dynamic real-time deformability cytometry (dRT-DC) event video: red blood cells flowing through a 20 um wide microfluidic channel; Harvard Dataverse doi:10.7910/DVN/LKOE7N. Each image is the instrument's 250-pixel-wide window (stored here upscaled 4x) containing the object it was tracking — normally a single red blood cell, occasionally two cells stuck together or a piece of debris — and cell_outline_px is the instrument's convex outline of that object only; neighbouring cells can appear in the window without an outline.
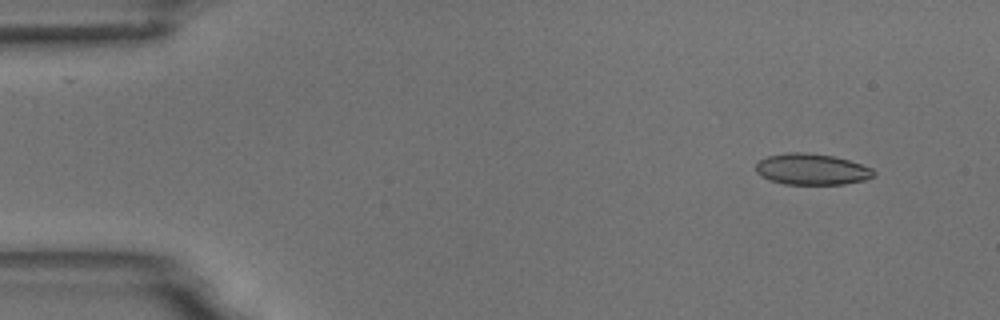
{"species": "common noctule bat (a hibernating species)", "species_latin": "Nyctalus noctula", "temperature_condition": "room temperature", "stored_images_in_passage": 5, "camera_frame_rate_fps": 3000, "um_per_image_px": 0.085, "animal": {"sex": "male", "body_mass_g": 18.8}, "frame": {"image": 1, "passage_image": 2, "time_ms": 1.0, "image_size_px": [1000, 320], "cell_outline_px": [[876, 172], [872, 176], [864, 180], [844, 184], [784, 184], [772, 180], [756, 172], [756, 164], [760, 160], [768, 156], [784, 152], [804, 152], [832, 156], [848, 160], [872, 168]], "centroid_in_image_um": [69.0, 14.38], "position_along_channel_um": 16.0, "area_um2": 21.15}}
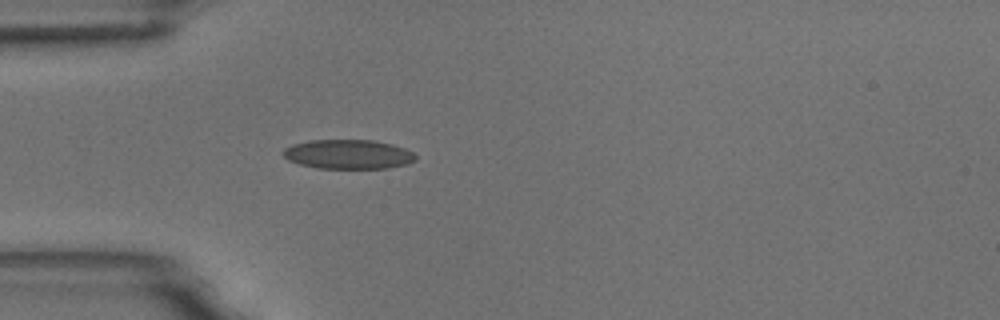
{"frame": {"image": 2, "passage_image": 5, "time_ms": 4.667, "image_size_px": [1000, 320], "cell_outline_px": [[416, 160], [408, 164], [388, 168], [316, 168], [300, 164], [288, 160], [280, 152], [284, 148], [292, 144], [308, 140], [372, 140], [392, 144], [404, 148], [412, 152], [416, 156]], "centroid_in_image_um": [29.57, 13.11], "position_along_channel_um": 55.4, "area_um2": 22.77}}